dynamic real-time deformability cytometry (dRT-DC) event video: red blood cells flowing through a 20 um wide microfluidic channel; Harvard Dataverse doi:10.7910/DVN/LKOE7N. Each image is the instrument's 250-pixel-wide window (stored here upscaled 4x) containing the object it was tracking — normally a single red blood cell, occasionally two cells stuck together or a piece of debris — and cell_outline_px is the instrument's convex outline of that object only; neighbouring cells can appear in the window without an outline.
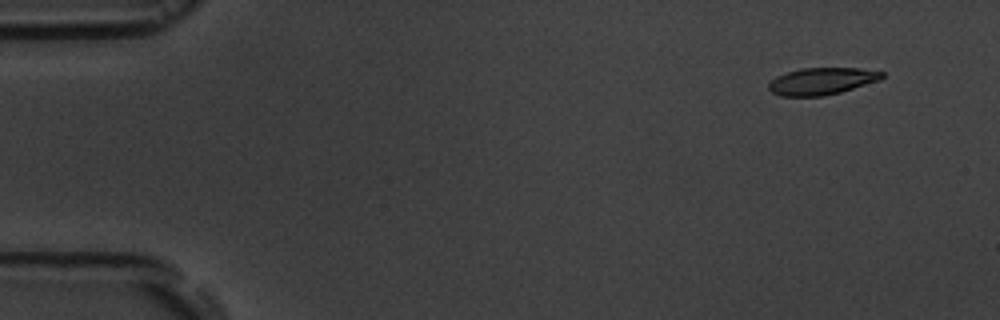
{"species": "common noctule bat (a hibernating species)", "species_latin": "Nyctalus noctula", "temperature_condition": "room temperature", "stored_images_in_passage": 8, "camera_frame_rate_fps": 3000, "um_per_image_px": 0.085, "animal": {"sex": "male", "body_mass_g": 19.5, "forearm_length_mm": 54.6}, "frame": {"image": 1, "passage_image": 1, "time_ms": 0.0, "image_size_px": [1000, 320], "cell_outline_px": [[884, 76], [880, 80], [840, 92], [824, 96], [780, 96], [772, 92], [768, 88], [768, 84], [776, 76], [800, 68], [860, 68], [884, 72]], "centroid_in_image_um": [69.85, 6.9], "position_along_channel_um": 15.2, "area_um2": 17.8}}
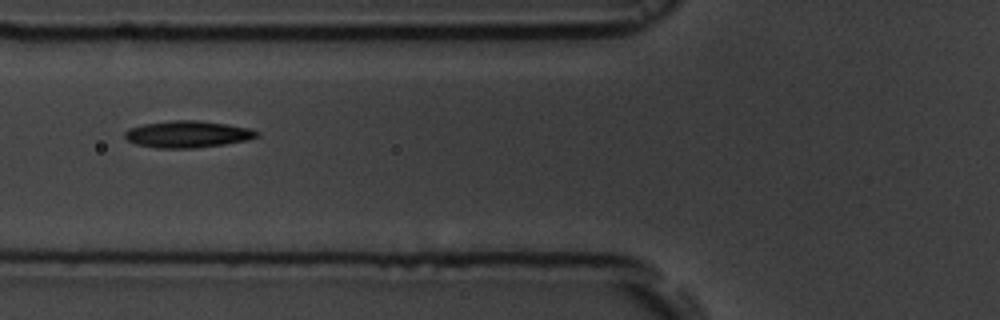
{"frame": {"image": 2, "passage_image": 6, "time_ms": 5.667, "image_size_px": [1000, 320], "cell_outline_px": [[260, 136], [248, 140], [224, 144], [196, 148], [156, 148], [136, 144], [128, 140], [124, 136], [124, 132], [128, 128], [144, 124], [172, 120], [196, 120], [228, 124], [252, 128], [260, 132]], "centroid_in_image_um": [15.98, 11.4], "position_along_channel_um": 109.8, "area_um2": 20.81}}
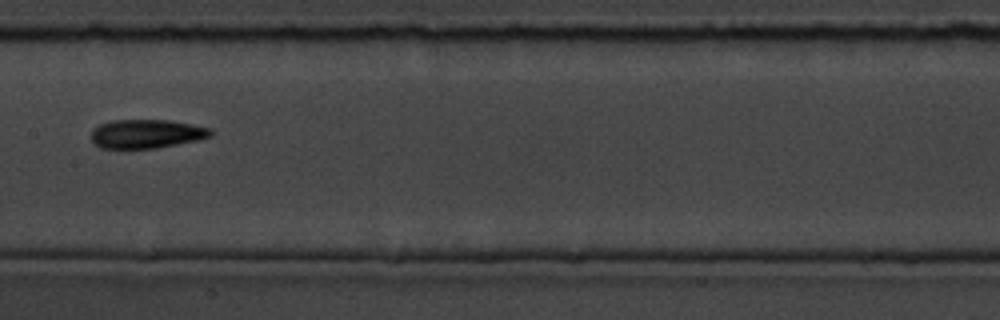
{"frame": {"image": 3, "passage_image": 8, "time_ms": 8.0, "image_size_px": [1000, 320], "cell_outline_px": [[212, 136], [196, 140], [156, 148], [100, 148], [92, 140], [92, 128], [100, 124], [112, 120], [168, 120], [192, 124], [212, 128]], "centroid_in_image_um": [12.45, 11.36], "position_along_channel_um": 194.9, "area_um2": 20.0}}